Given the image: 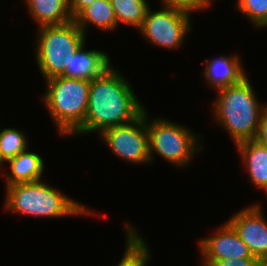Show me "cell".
<instances>
[{
    "label": "cell",
    "mask_w": 267,
    "mask_h": 266,
    "mask_svg": "<svg viewBox=\"0 0 267 266\" xmlns=\"http://www.w3.org/2000/svg\"><path fill=\"white\" fill-rule=\"evenodd\" d=\"M236 148L248 170L250 183L267 195V147L249 140L238 143Z\"/></svg>",
    "instance_id": "cell-13"
},
{
    "label": "cell",
    "mask_w": 267,
    "mask_h": 266,
    "mask_svg": "<svg viewBox=\"0 0 267 266\" xmlns=\"http://www.w3.org/2000/svg\"><path fill=\"white\" fill-rule=\"evenodd\" d=\"M202 266H265L257 258H231L216 261H201Z\"/></svg>",
    "instance_id": "cell-21"
},
{
    "label": "cell",
    "mask_w": 267,
    "mask_h": 266,
    "mask_svg": "<svg viewBox=\"0 0 267 266\" xmlns=\"http://www.w3.org/2000/svg\"><path fill=\"white\" fill-rule=\"evenodd\" d=\"M23 131L15 128H5L0 131V150L6 160L27 150L28 138Z\"/></svg>",
    "instance_id": "cell-19"
},
{
    "label": "cell",
    "mask_w": 267,
    "mask_h": 266,
    "mask_svg": "<svg viewBox=\"0 0 267 266\" xmlns=\"http://www.w3.org/2000/svg\"><path fill=\"white\" fill-rule=\"evenodd\" d=\"M95 0H69V11L74 19L84 8L92 4Z\"/></svg>",
    "instance_id": "cell-24"
},
{
    "label": "cell",
    "mask_w": 267,
    "mask_h": 266,
    "mask_svg": "<svg viewBox=\"0 0 267 266\" xmlns=\"http://www.w3.org/2000/svg\"><path fill=\"white\" fill-rule=\"evenodd\" d=\"M191 13L193 12L176 6H163L153 12L149 7L144 22L137 31L156 46L177 49L191 31Z\"/></svg>",
    "instance_id": "cell-7"
},
{
    "label": "cell",
    "mask_w": 267,
    "mask_h": 266,
    "mask_svg": "<svg viewBox=\"0 0 267 266\" xmlns=\"http://www.w3.org/2000/svg\"><path fill=\"white\" fill-rule=\"evenodd\" d=\"M7 163L10 165L11 173L5 174V186L37 182L42 179L45 162L39 154L33 151L20 152L17 156L7 160L5 164Z\"/></svg>",
    "instance_id": "cell-14"
},
{
    "label": "cell",
    "mask_w": 267,
    "mask_h": 266,
    "mask_svg": "<svg viewBox=\"0 0 267 266\" xmlns=\"http://www.w3.org/2000/svg\"><path fill=\"white\" fill-rule=\"evenodd\" d=\"M254 140L257 141L259 144L267 147V107L262 113L258 132Z\"/></svg>",
    "instance_id": "cell-22"
},
{
    "label": "cell",
    "mask_w": 267,
    "mask_h": 266,
    "mask_svg": "<svg viewBox=\"0 0 267 266\" xmlns=\"http://www.w3.org/2000/svg\"><path fill=\"white\" fill-rule=\"evenodd\" d=\"M27 11L33 20L42 26L63 25L73 20L69 0H25Z\"/></svg>",
    "instance_id": "cell-15"
},
{
    "label": "cell",
    "mask_w": 267,
    "mask_h": 266,
    "mask_svg": "<svg viewBox=\"0 0 267 266\" xmlns=\"http://www.w3.org/2000/svg\"><path fill=\"white\" fill-rule=\"evenodd\" d=\"M73 21L85 35H87V24L95 25L97 29L105 32L117 29V19L111 0H95L84 8Z\"/></svg>",
    "instance_id": "cell-16"
},
{
    "label": "cell",
    "mask_w": 267,
    "mask_h": 266,
    "mask_svg": "<svg viewBox=\"0 0 267 266\" xmlns=\"http://www.w3.org/2000/svg\"><path fill=\"white\" fill-rule=\"evenodd\" d=\"M7 162V160L5 159V157L2 155V152L0 150V168L1 166L4 165V163Z\"/></svg>",
    "instance_id": "cell-26"
},
{
    "label": "cell",
    "mask_w": 267,
    "mask_h": 266,
    "mask_svg": "<svg viewBox=\"0 0 267 266\" xmlns=\"http://www.w3.org/2000/svg\"><path fill=\"white\" fill-rule=\"evenodd\" d=\"M117 26L121 23L129 24L136 30L140 29L147 9L150 7L147 0H111Z\"/></svg>",
    "instance_id": "cell-18"
},
{
    "label": "cell",
    "mask_w": 267,
    "mask_h": 266,
    "mask_svg": "<svg viewBox=\"0 0 267 266\" xmlns=\"http://www.w3.org/2000/svg\"><path fill=\"white\" fill-rule=\"evenodd\" d=\"M148 117L146 112L150 163L158 154L177 167H187L192 156L203 150L199 136L186 126L158 117L150 122Z\"/></svg>",
    "instance_id": "cell-6"
},
{
    "label": "cell",
    "mask_w": 267,
    "mask_h": 266,
    "mask_svg": "<svg viewBox=\"0 0 267 266\" xmlns=\"http://www.w3.org/2000/svg\"><path fill=\"white\" fill-rule=\"evenodd\" d=\"M5 209L11 213L41 218L94 215L86 205L69 198L40 180L6 186Z\"/></svg>",
    "instance_id": "cell-3"
},
{
    "label": "cell",
    "mask_w": 267,
    "mask_h": 266,
    "mask_svg": "<svg viewBox=\"0 0 267 266\" xmlns=\"http://www.w3.org/2000/svg\"><path fill=\"white\" fill-rule=\"evenodd\" d=\"M110 61L107 53L96 49L85 50L83 45L74 55H71L65 77L91 81L112 66Z\"/></svg>",
    "instance_id": "cell-12"
},
{
    "label": "cell",
    "mask_w": 267,
    "mask_h": 266,
    "mask_svg": "<svg viewBox=\"0 0 267 266\" xmlns=\"http://www.w3.org/2000/svg\"><path fill=\"white\" fill-rule=\"evenodd\" d=\"M126 245L125 251L116 266H147L151 254L146 240L137 233L131 224H125Z\"/></svg>",
    "instance_id": "cell-17"
},
{
    "label": "cell",
    "mask_w": 267,
    "mask_h": 266,
    "mask_svg": "<svg viewBox=\"0 0 267 266\" xmlns=\"http://www.w3.org/2000/svg\"><path fill=\"white\" fill-rule=\"evenodd\" d=\"M261 206L253 204L233 213L227 221L248 246L253 257L267 266V220Z\"/></svg>",
    "instance_id": "cell-9"
},
{
    "label": "cell",
    "mask_w": 267,
    "mask_h": 266,
    "mask_svg": "<svg viewBox=\"0 0 267 266\" xmlns=\"http://www.w3.org/2000/svg\"><path fill=\"white\" fill-rule=\"evenodd\" d=\"M44 82L43 103L59 135L71 136L85 121L90 81L58 76Z\"/></svg>",
    "instance_id": "cell-4"
},
{
    "label": "cell",
    "mask_w": 267,
    "mask_h": 266,
    "mask_svg": "<svg viewBox=\"0 0 267 266\" xmlns=\"http://www.w3.org/2000/svg\"><path fill=\"white\" fill-rule=\"evenodd\" d=\"M204 76L207 85L215 90L228 87L241 82L247 77L246 70L242 66L238 56H220L216 59H205Z\"/></svg>",
    "instance_id": "cell-11"
},
{
    "label": "cell",
    "mask_w": 267,
    "mask_h": 266,
    "mask_svg": "<svg viewBox=\"0 0 267 266\" xmlns=\"http://www.w3.org/2000/svg\"><path fill=\"white\" fill-rule=\"evenodd\" d=\"M37 31L34 54L39 72L45 81L65 76L71 55L85 45L86 35L73 20L63 25L42 26Z\"/></svg>",
    "instance_id": "cell-5"
},
{
    "label": "cell",
    "mask_w": 267,
    "mask_h": 266,
    "mask_svg": "<svg viewBox=\"0 0 267 266\" xmlns=\"http://www.w3.org/2000/svg\"><path fill=\"white\" fill-rule=\"evenodd\" d=\"M218 228L215 235L199 240L198 246L200 255L203 256L202 261L255 258L228 222Z\"/></svg>",
    "instance_id": "cell-10"
},
{
    "label": "cell",
    "mask_w": 267,
    "mask_h": 266,
    "mask_svg": "<svg viewBox=\"0 0 267 266\" xmlns=\"http://www.w3.org/2000/svg\"><path fill=\"white\" fill-rule=\"evenodd\" d=\"M99 137L117 157L133 164L150 163L146 110L129 123L103 130Z\"/></svg>",
    "instance_id": "cell-8"
},
{
    "label": "cell",
    "mask_w": 267,
    "mask_h": 266,
    "mask_svg": "<svg viewBox=\"0 0 267 266\" xmlns=\"http://www.w3.org/2000/svg\"><path fill=\"white\" fill-rule=\"evenodd\" d=\"M248 76L241 82L218 89L212 109L218 125L233 139L235 146L256 138L267 103L258 100ZM262 103V104H261Z\"/></svg>",
    "instance_id": "cell-2"
},
{
    "label": "cell",
    "mask_w": 267,
    "mask_h": 266,
    "mask_svg": "<svg viewBox=\"0 0 267 266\" xmlns=\"http://www.w3.org/2000/svg\"><path fill=\"white\" fill-rule=\"evenodd\" d=\"M145 110L131 84L111 66L90 81L85 121L71 136L97 131L100 134L137 119Z\"/></svg>",
    "instance_id": "cell-1"
},
{
    "label": "cell",
    "mask_w": 267,
    "mask_h": 266,
    "mask_svg": "<svg viewBox=\"0 0 267 266\" xmlns=\"http://www.w3.org/2000/svg\"><path fill=\"white\" fill-rule=\"evenodd\" d=\"M163 6H176L182 8V0H162Z\"/></svg>",
    "instance_id": "cell-25"
},
{
    "label": "cell",
    "mask_w": 267,
    "mask_h": 266,
    "mask_svg": "<svg viewBox=\"0 0 267 266\" xmlns=\"http://www.w3.org/2000/svg\"><path fill=\"white\" fill-rule=\"evenodd\" d=\"M212 0H182V8L191 12L201 11L210 6Z\"/></svg>",
    "instance_id": "cell-23"
},
{
    "label": "cell",
    "mask_w": 267,
    "mask_h": 266,
    "mask_svg": "<svg viewBox=\"0 0 267 266\" xmlns=\"http://www.w3.org/2000/svg\"><path fill=\"white\" fill-rule=\"evenodd\" d=\"M237 9L254 27H267V0H238Z\"/></svg>",
    "instance_id": "cell-20"
}]
</instances>
